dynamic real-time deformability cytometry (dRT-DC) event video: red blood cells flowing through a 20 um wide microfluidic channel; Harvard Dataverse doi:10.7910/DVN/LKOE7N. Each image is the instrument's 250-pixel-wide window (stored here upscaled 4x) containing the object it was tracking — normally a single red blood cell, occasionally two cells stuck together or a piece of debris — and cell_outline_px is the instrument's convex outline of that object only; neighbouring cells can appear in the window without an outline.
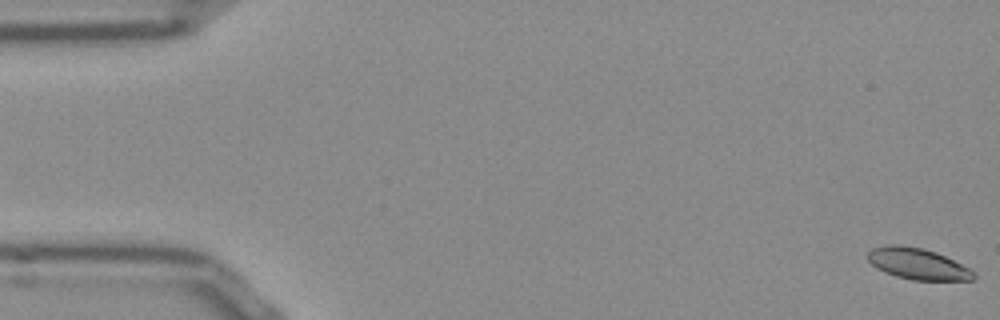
{"species": "Egyptian fruit bat (a non-hibernating species)", "species_latin": "Rousettus aegyptiacus", "temperature_condition": "room temperature", "stored_images_in_passage": 53, "camera_frame_rate_fps": 3000, "um_per_image_px": 0.085, "frame": {"image": 1, "passage_image": 1, "time_ms": 0.0, "image_size_px": [1000, 320], "cell_outline_px": [[976, 280], [912, 280], [896, 276], [884, 272], [876, 268], [864, 256], [872, 248], [888, 244], [900, 244], [924, 248], [936, 252], [972, 268], [976, 272]], "centroid_in_image_um": [78.02, 22.41], "position_along_channel_um": 7.0, "area_um2": 19.77}}
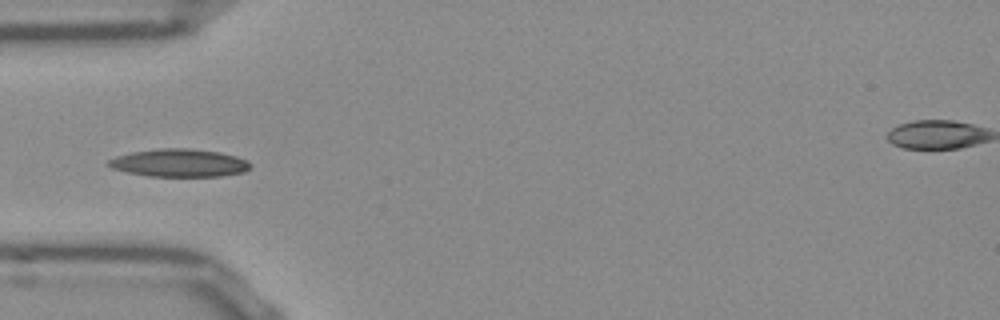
{"frame": {"image": 2, "passage_image": 17, "time_ms": 5.333, "image_size_px": [1000, 320], "cell_outline_px": [[252, 168], [244, 172], [220, 176], [148, 176], [128, 172], [112, 168], [104, 164], [108, 160], [116, 156], [132, 152], [160, 148], [188, 148], [220, 152], [236, 156], [248, 160], [252, 164]], "centroid_in_image_um": [15.26, 13.84], "position_along_channel_um": 69.7, "area_um2": 23.18}}
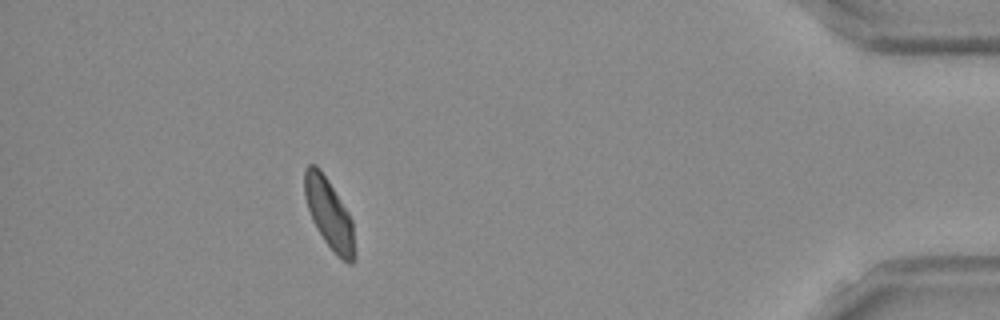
{"frame": {"image": 3, "passage_image": 48, "time_ms": 15.667, "image_size_px": [1000, 320], "cell_outline_px": [[356, 260], [352, 264], [348, 264], [324, 240], [316, 228], [312, 220], [304, 196], [304, 168], [308, 164], [316, 164], [320, 168], [328, 180], [348, 212], [352, 220], [356, 252]], "centroid_in_image_um": [27.98, 18.15], "position_along_channel_um": 407.2, "area_um2": 20.4}, "authors_computed_cell_mechanics": {"area_um2": 20.6924, "velocity_mm_per_s": 3.8085, "shape_relaxation_time_tau1_ms": 6.1765, "shape_relaxation_time_tau2_ms": 4.9822, "deformation_change_tau1": 0.1557, "deformation_change_tau2": 0.0954}}